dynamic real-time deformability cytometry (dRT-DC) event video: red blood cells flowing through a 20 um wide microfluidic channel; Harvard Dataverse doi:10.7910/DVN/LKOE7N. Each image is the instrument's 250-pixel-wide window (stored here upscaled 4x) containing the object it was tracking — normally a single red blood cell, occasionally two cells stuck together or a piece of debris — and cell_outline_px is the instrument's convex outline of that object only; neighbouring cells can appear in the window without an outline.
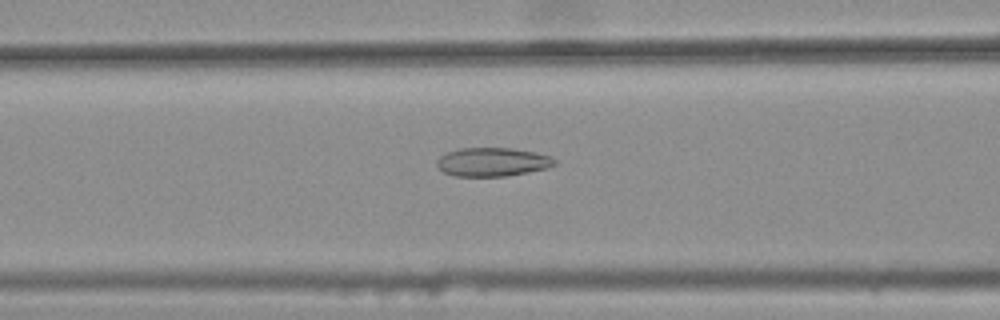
{"species": "common noctule bat (a hibernating species)", "species_latin": "Nyctalus noctula", "temperature_condition": "warm", "stored_images_in_passage": 35, "camera_frame_rate_fps": 3000, "um_per_image_px": 0.085, "animal": {"sex": "female", "body_mass_g": 25.1}, "frame": {"image": 1, "passage_image": 10, "time_ms": 3.0, "image_size_px": [1000, 320], "cell_outline_px": [[556, 164], [548, 168], [528, 172], [504, 176], [456, 176], [444, 172], [436, 164], [436, 160], [440, 156], [448, 152], [460, 148], [512, 148], [536, 152], [552, 156], [556, 160]], "centroid_in_image_um": [41.89, 13.76], "position_along_channel_um": 124.7, "area_um2": 19.71}}
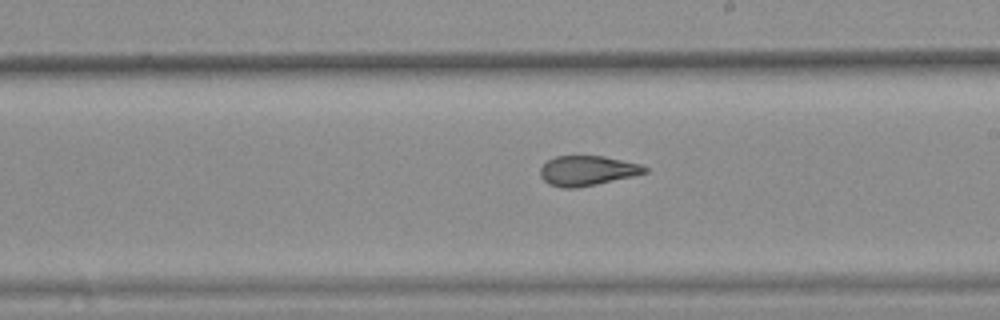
{"frame": {"image": 2, "passage_image": 19, "time_ms": 6.0, "image_size_px": [1000, 320], "cell_outline_px": [[648, 172], [632, 176], [596, 184], [576, 188], [564, 188], [548, 184], [540, 176], [540, 168], [548, 160], [556, 156], [604, 156], [640, 164], [648, 168]], "centroid_in_image_um": [49.9, 14.5], "position_along_channel_um": 239.1, "area_um2": 18.09}}
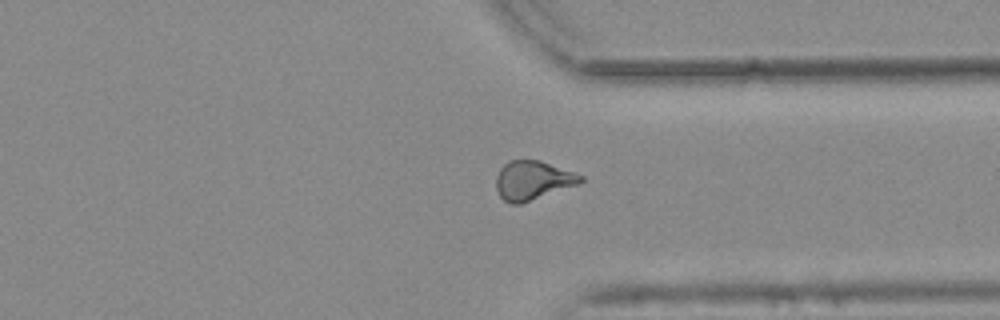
{"frame": {"image": 3, "passage_image": 29, "time_ms": 9.333, "image_size_px": [1000, 320], "cell_outline_px": [[584, 180], [576, 184], [520, 204], [512, 204], [504, 200], [500, 196], [496, 188], [496, 176], [500, 168], [508, 160], [540, 160], [584, 176]], "centroid_in_image_um": [45.24, 15.31], "position_along_channel_um": 366.2, "area_um2": 18.9}, "authors_computed_cell_mechanics": {"area_um2": 18.9006, "velocity_mm_per_s": 3.8157, "shape_relaxation_time_tau1_ms": null, "shape_relaxation_time_tau2_ms": 1.6064, "deformation_change_tau1": null, "deformation_change_tau2": 0.097}}